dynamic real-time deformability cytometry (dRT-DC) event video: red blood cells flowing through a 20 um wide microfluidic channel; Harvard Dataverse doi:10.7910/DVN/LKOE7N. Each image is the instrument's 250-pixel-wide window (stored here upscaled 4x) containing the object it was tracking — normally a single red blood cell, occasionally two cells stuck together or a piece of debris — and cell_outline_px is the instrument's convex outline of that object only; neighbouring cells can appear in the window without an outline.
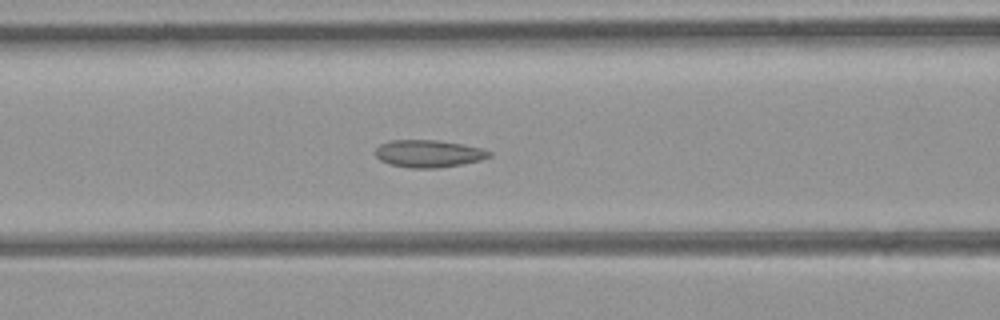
{"species": "common noctule bat (a hibernating species)", "species_latin": "Nyctalus noctula", "temperature_condition": "room temperature", "stored_images_in_passage": 37, "camera_frame_rate_fps": 3000, "um_per_image_px": 0.085, "animal": {"sex": "female", "body_mass_g": 21.9}, "frame": {"image": 1, "passage_image": 18, "time_ms": 5.667, "image_size_px": [1000, 320], "cell_outline_px": [[492, 156], [480, 160], [460, 164], [436, 168], [412, 168], [392, 164], [380, 160], [376, 156], [376, 148], [380, 144], [392, 140], [436, 140], [464, 144], [480, 148], [492, 152]], "centroid_in_image_um": [36.44, 13.05], "position_along_channel_um": 130.2, "area_um2": 17.98}}
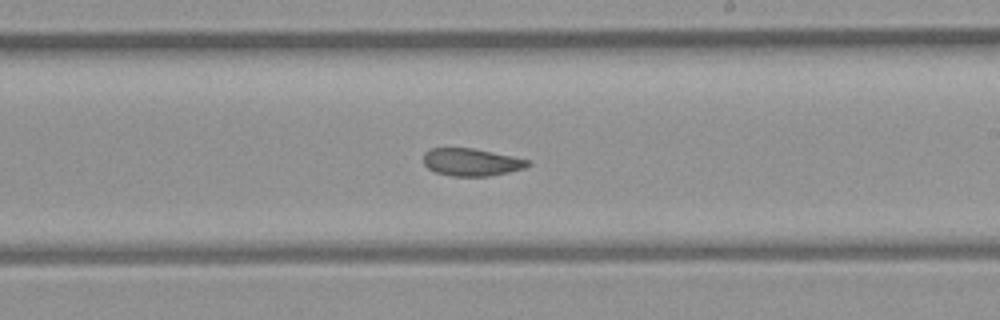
{"frame": {"image": 2, "passage_image": 26, "time_ms": 8.333, "image_size_px": [1000, 320], "cell_outline_px": [[528, 164], [524, 168], [508, 172], [488, 176], [452, 176], [436, 172], [428, 168], [424, 164], [424, 152], [428, 148], [472, 148], [512, 156], [528, 160]], "centroid_in_image_um": [40.01, 13.78], "position_along_channel_um": 249.0, "area_um2": 16.53}}
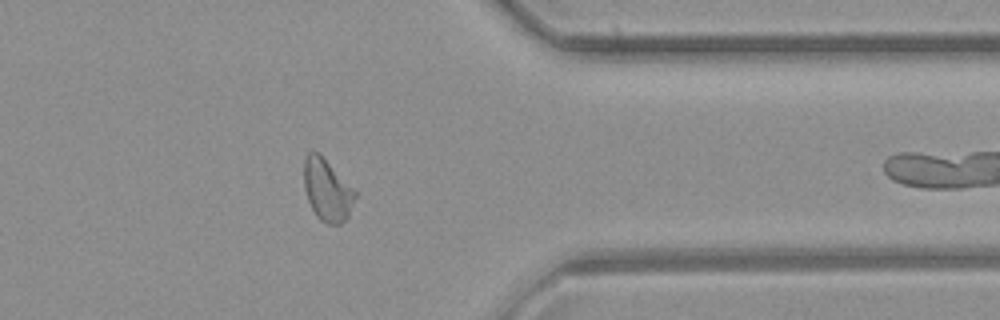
{"frame": {"image": 3, "passage_image": 36, "time_ms": 11.667, "image_size_px": [1000, 320], "cell_outline_px": [[356, 196], [348, 216], [340, 224], [328, 224], [320, 220], [316, 216], [308, 200], [304, 188], [304, 160], [308, 152], [316, 152], [356, 192]], "centroid_in_image_um": [27.78, 16.2], "position_along_channel_um": 383.6, "area_um2": 17.8}}